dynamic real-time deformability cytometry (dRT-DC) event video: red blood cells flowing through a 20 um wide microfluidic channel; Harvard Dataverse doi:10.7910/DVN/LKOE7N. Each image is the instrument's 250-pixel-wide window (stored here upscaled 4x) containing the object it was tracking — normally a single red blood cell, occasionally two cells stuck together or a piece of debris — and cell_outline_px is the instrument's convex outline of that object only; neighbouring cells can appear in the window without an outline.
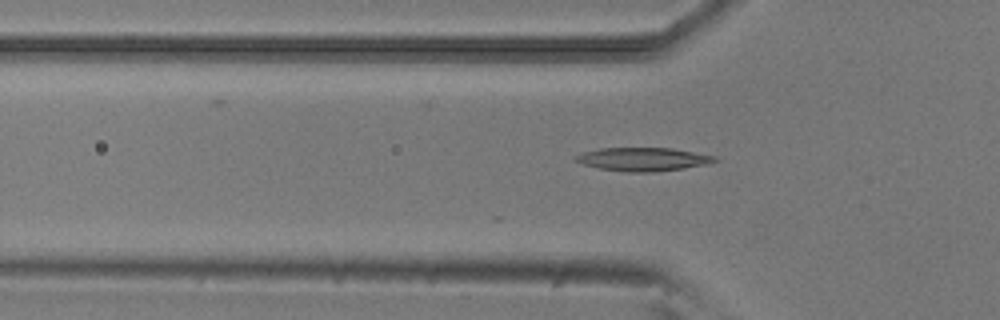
{"species": "common noctule bat (a hibernating species)", "species_latin": "Nyctalus noctula", "temperature_condition": "room temperature", "stored_images_in_passage": 30, "camera_frame_rate_fps": 3000, "um_per_image_px": 0.085, "animal": {"sex": "male", "body_mass_g": 20.5, "forearm_length_mm": 52.5}, "frame": {"image": 1, "passage_image": 16, "time_ms": 5.0, "image_size_px": [1000, 320], "cell_outline_px": [[716, 160], [708, 164], [684, 168], [656, 172], [624, 172], [600, 168], [584, 164], [576, 160], [572, 156], [584, 152], [600, 148], [672, 148], [716, 156]], "centroid_in_image_um": [54.66, 13.53], "position_along_channel_um": 71.1, "area_um2": 18.9}}
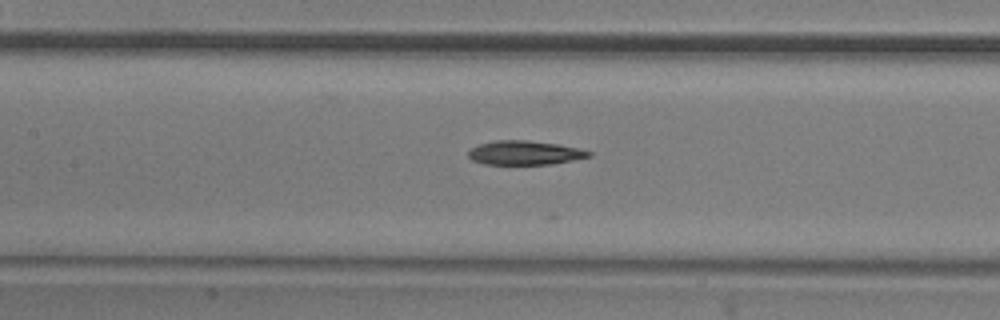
{"frame": {"image": 2, "passage_image": 23, "time_ms": 7.333, "image_size_px": [1000, 320], "cell_outline_px": [[592, 156], [552, 164], [484, 164], [472, 160], [468, 156], [468, 152], [472, 148], [480, 144], [496, 140], [528, 140], [556, 144], [576, 148], [592, 152]], "centroid_in_image_um": [44.58, 12.99], "position_along_channel_um": 162.8, "area_um2": 16.7}}
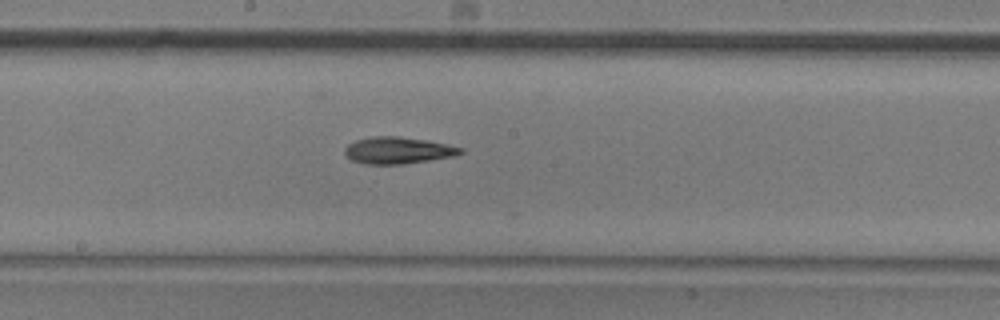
{"frame": {"image": 3, "passage_image": 27, "time_ms": 8.667, "image_size_px": [1000, 320], "cell_outline_px": [[464, 152], [456, 156], [404, 164], [364, 164], [352, 160], [344, 152], [344, 148], [348, 144], [356, 140], [372, 136], [396, 136], [424, 140], [448, 144], [464, 148]], "centroid_in_image_um": [33.85, 12.78], "position_along_channel_um": 214.4, "area_um2": 18.09}}